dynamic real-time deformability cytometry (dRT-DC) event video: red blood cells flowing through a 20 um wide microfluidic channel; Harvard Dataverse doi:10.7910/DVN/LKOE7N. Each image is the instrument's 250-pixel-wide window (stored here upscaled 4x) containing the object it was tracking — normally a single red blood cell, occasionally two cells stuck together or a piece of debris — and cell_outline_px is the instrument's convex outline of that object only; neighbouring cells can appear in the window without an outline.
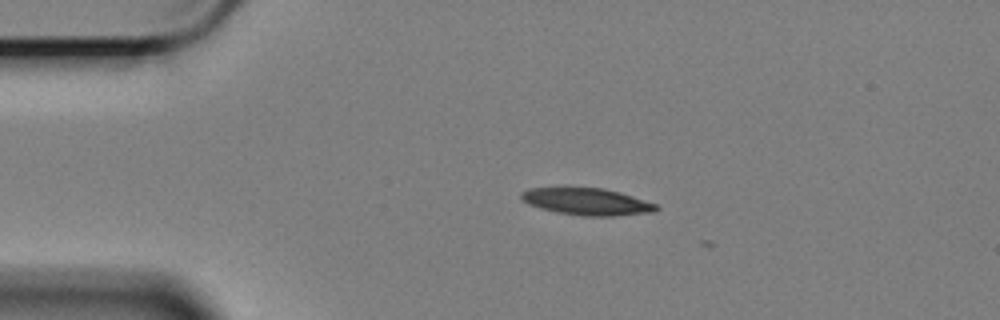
{"species": "Egyptian fruit bat (a non-hibernating species)", "species_latin": "Rousettus aegyptiacus", "temperature_condition": "cold", "stored_images_in_passage": 9, "camera_frame_rate_fps": 3000, "um_per_image_px": 0.085, "animal": {"sex": "female"}, "frame": {"image": 1, "passage_image": 6, "time_ms": 1.667, "image_size_px": [1000, 320], "cell_outline_px": [[660, 208], [656, 212], [612, 216], [584, 216], [556, 212], [540, 208], [528, 204], [520, 200], [520, 192], [528, 188], [604, 188], [620, 192], [656, 204]], "centroid_in_image_um": [49.87, 17.14], "position_along_channel_um": 35.1, "area_um2": 21.27}}